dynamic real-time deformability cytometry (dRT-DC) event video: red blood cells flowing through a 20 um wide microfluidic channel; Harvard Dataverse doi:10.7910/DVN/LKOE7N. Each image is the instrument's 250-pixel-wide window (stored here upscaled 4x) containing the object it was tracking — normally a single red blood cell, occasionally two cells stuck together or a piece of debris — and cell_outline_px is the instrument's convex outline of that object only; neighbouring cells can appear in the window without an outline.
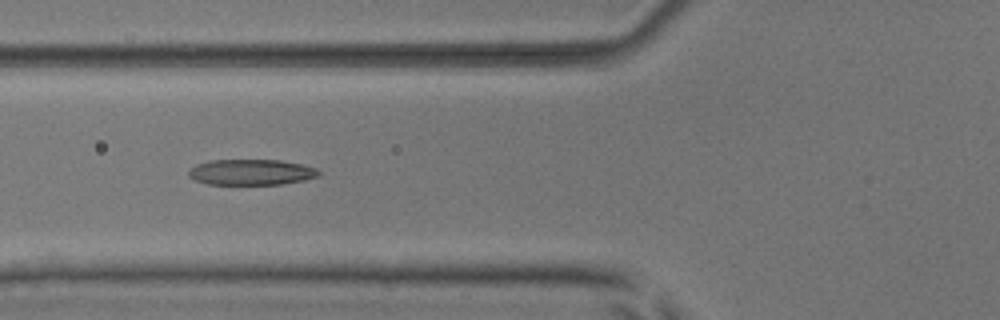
{"species": "common noctule bat (a hibernating species)", "species_latin": "Nyctalus noctula", "temperature_condition": "room temperature", "stored_images_in_passage": 8, "camera_frame_rate_fps": 3000, "um_per_image_px": 0.085, "animal": {"sex": "male", "body_mass_g": 17.9, "forearm_length_mm": 54.2}, "frame": {"image": 1, "passage_image": 6, "time_ms": 1.667, "image_size_px": [1000, 320], "cell_outline_px": [[320, 176], [304, 180], [280, 184], [208, 184], [196, 180], [188, 176], [188, 172], [196, 164], [208, 160], [280, 160], [300, 164], [316, 168], [320, 172]], "centroid_in_image_um": [21.35, 14.63], "position_along_channel_um": 104.4, "area_um2": 19.42}}
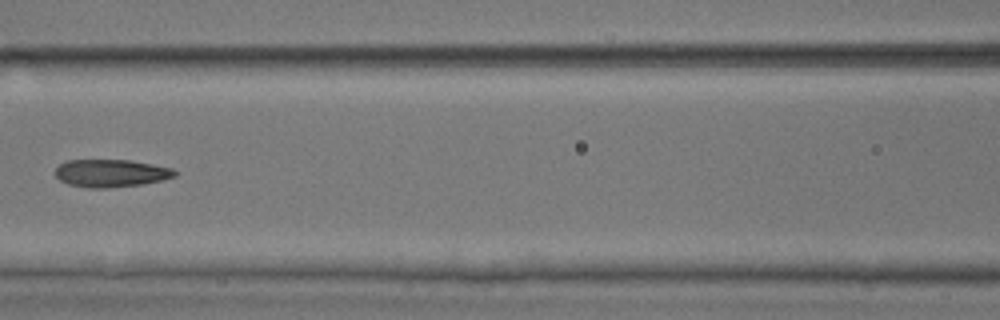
{"frame": {"image": 2, "passage_image": 7, "time_ms": 2.0, "image_size_px": [1000, 320], "cell_outline_px": [[176, 176], [164, 180], [140, 184], [108, 188], [88, 188], [68, 184], [60, 180], [56, 176], [56, 168], [60, 164], [68, 160], [128, 160], [152, 164], [172, 168], [176, 172]], "centroid_in_image_um": [9.43, 14.72], "position_along_channel_um": 157.2, "area_um2": 19.19}}
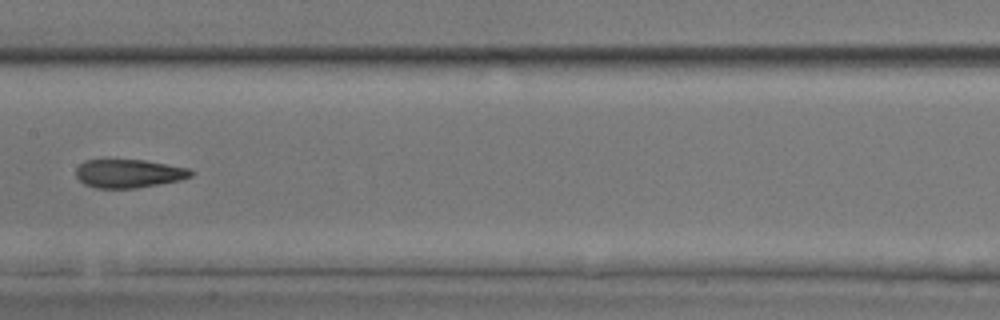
{"frame": {"image": 3, "passage_image": 8, "time_ms": 2.333, "image_size_px": [1000, 320], "cell_outline_px": [[192, 176], [180, 180], [160, 184], [136, 188], [96, 188], [84, 184], [76, 176], [76, 168], [84, 160], [104, 156], [144, 160], [188, 168], [192, 172]], "centroid_in_image_um": [10.86, 14.7], "position_along_channel_um": 196.5, "area_um2": 19.83}}